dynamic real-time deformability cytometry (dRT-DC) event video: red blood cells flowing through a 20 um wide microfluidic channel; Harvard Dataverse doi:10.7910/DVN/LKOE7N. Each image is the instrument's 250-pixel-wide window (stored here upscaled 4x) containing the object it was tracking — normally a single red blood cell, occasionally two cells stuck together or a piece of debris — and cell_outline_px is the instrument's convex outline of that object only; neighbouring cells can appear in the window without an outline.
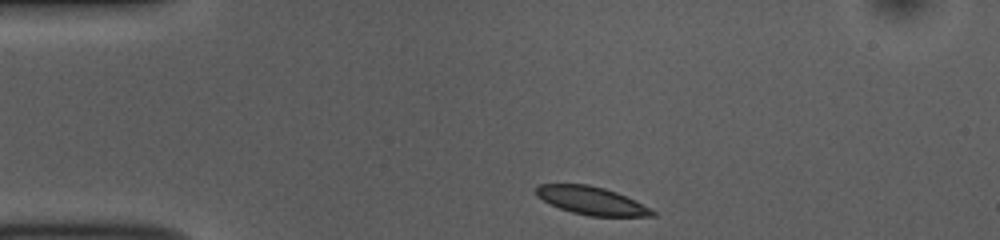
{"species": "common noctule bat (a hibernating species)", "species_latin": "Nyctalus noctula", "temperature_condition": "room temperature", "stored_images_in_passage": 37, "camera_frame_rate_fps": 3000, "um_per_image_px": 0.085, "animal": {"sex": "female", "body_mass_g": 10.0, "forearm_length_mm": 53.1}, "frame": {"image": 1, "passage_image": 1, "time_ms": 0.0, "image_size_px": [1000, 240], "cell_outline_px": [[656, 216], [588, 216], [572, 212], [560, 208], [536, 196], [536, 184], [588, 184], [604, 188], [616, 192], [656, 212]], "centroid_in_image_um": [50.23, 17.05], "position_along_channel_um": 34.8, "area_um2": 18.61}}
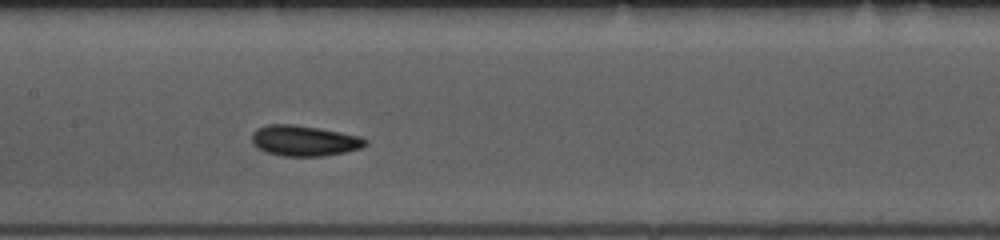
{"frame": {"image": 2, "passage_image": 16, "time_ms": 5.0, "image_size_px": [1000, 240], "cell_outline_px": [[368, 144], [360, 148], [344, 152], [324, 156], [284, 156], [268, 152], [256, 148], [252, 144], [252, 132], [256, 128], [268, 124], [292, 124], [320, 128], [360, 136], [368, 140]], "centroid_in_image_um": [25.84, 11.95], "position_along_channel_um": 181.6, "area_um2": 20.35}}
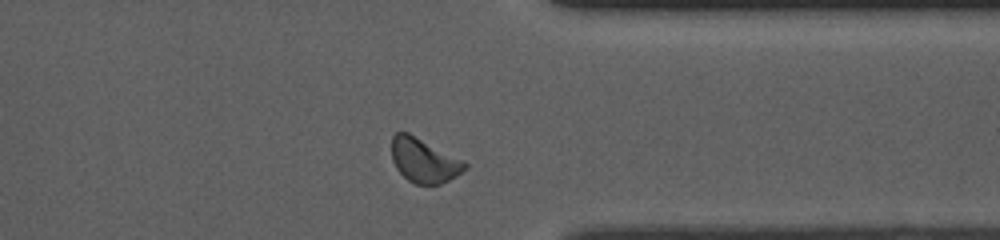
{"frame": {"image": 3, "passage_image": 32, "time_ms": 10.333, "image_size_px": [1000, 240], "cell_outline_px": [[468, 168], [456, 176], [440, 184], [416, 184], [408, 180], [396, 168], [392, 160], [392, 136], [396, 132], [408, 132], [464, 160], [468, 164]], "centroid_in_image_um": [36.05, 13.63], "position_along_channel_um": 375.3, "area_um2": 18.9}, "authors_computed_cell_mechanics": {"area_um2": 19.074, "velocity_mm_per_s": 3.7153, "shape_relaxation_time_tau1_ms": 1.5114, "shape_relaxation_time_tau2_ms": 3.8794, "deformation_change_tau1": 0.0897, "deformation_change_tau2": 0.0906}}